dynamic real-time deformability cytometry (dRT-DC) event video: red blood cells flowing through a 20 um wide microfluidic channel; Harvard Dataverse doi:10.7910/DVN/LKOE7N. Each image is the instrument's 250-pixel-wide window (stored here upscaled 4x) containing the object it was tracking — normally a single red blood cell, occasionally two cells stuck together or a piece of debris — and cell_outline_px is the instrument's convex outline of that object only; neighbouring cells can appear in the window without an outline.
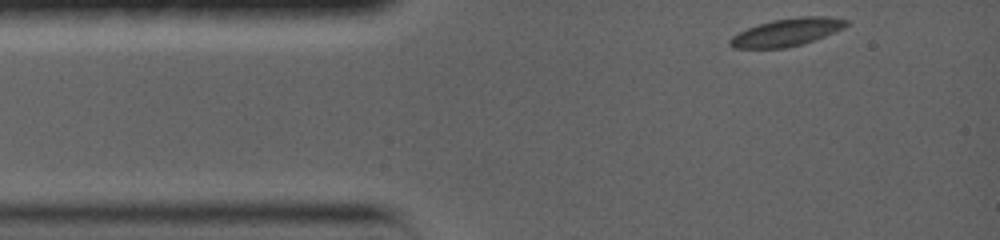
{"species": "common noctule bat (a hibernating species)", "species_latin": "Nyctalus noctula", "temperature_condition": "warm", "stored_images_in_passage": 41, "camera_frame_rate_fps": 5000, "um_per_image_px": 0.085, "animal": {"sex": "female", "body_mass_g": 19.0, "forearm_length_mm": 56.7}, "frame": {"image": 1, "passage_image": 1, "time_ms": 0.0, "image_size_px": [1000, 240], "cell_outline_px": [[848, 24], [844, 28], [824, 36], [800, 44], [784, 48], [732, 48], [728, 44], [728, 40], [732, 36], [748, 28], [772, 20], [800, 16], [828, 16], [848, 20]], "centroid_in_image_um": [66.87, 2.73], "position_along_channel_um": 18.1, "area_um2": 18.55}}
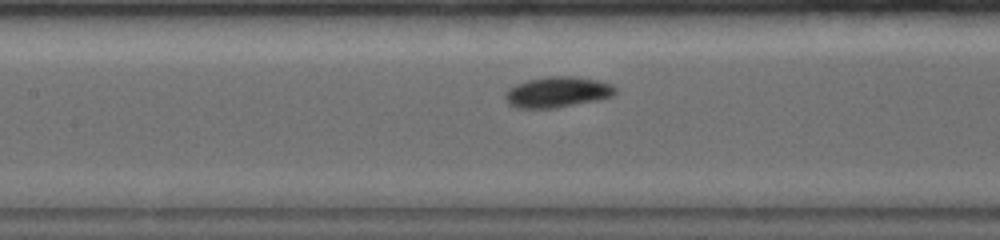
{"frame": {"image": 2, "passage_image": 19, "time_ms": 5.2, "image_size_px": [1000, 240], "cell_outline_px": [[616, 92], [612, 96], [600, 100], [556, 108], [516, 108], [508, 104], [504, 96], [508, 88], [516, 84], [528, 80], [548, 76], [572, 76], [596, 80], [612, 84], [616, 88]], "centroid_in_image_um": [47.38, 7.84], "position_along_channel_um": 160.0, "area_um2": 19.83}}
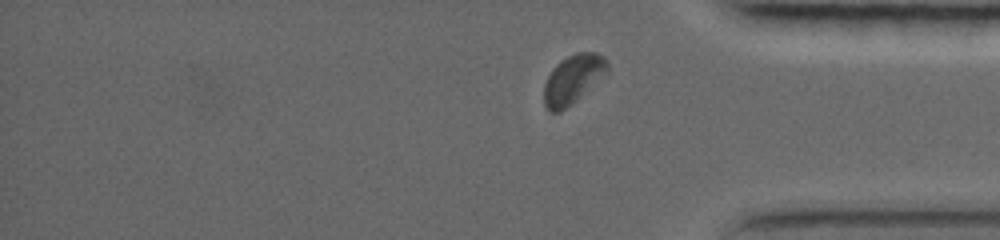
{"frame": {"image": 3, "passage_image": 36, "time_ms": 11.8, "image_size_px": [1000, 240], "cell_outline_px": [[608, 72], [572, 104], [560, 112], [548, 112], [544, 104], [544, 84], [552, 68], [560, 60], [576, 52], [596, 52], [604, 56], [608, 60]], "centroid_in_image_um": [48.7, 6.73], "position_along_channel_um": 386.5, "area_um2": 18.21}, "authors_computed_cell_mechanics": {"area_um2": 18.5538, "velocity_mm_per_s": 3.5383, "shape_relaxation_time_tau1_ms": 1.9482, "shape_relaxation_time_tau2_ms": 3.0104, "deformation_change_tau1": 0.0742, "deformation_change_tau2": 0.0427}}